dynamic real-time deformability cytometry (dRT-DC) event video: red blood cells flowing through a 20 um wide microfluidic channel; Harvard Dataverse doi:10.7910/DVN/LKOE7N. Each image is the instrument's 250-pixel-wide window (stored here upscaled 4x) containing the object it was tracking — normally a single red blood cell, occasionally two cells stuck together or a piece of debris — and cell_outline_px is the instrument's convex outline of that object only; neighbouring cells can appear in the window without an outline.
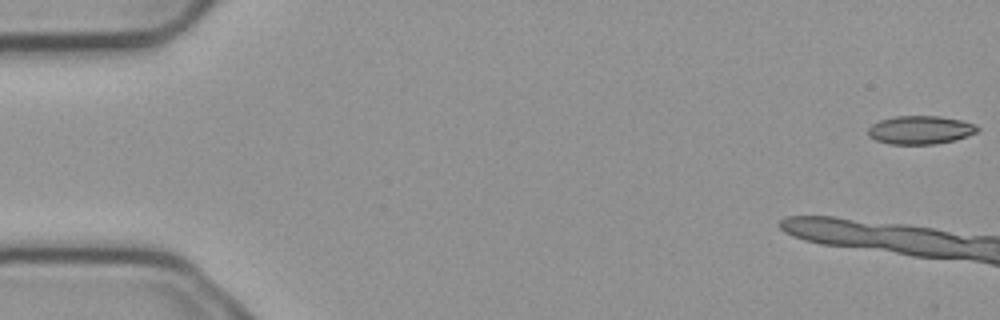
{"species": "common noctule bat (a hibernating species)", "species_latin": "Nyctalus noctula", "temperature_condition": "cold", "stored_images_in_passage": 7, "camera_frame_rate_fps": 3000, "um_per_image_px": 0.085, "animal": {"sex": "male", "body_mass_g": 23.1, "forearm_length_mm": 52.7}, "frame": {"image": 1, "passage_image": 1, "time_ms": 0.0, "image_size_px": [1000, 320], "cell_outline_px": [[980, 128], [976, 132], [968, 136], [956, 140], [936, 144], [888, 144], [876, 140], [868, 136], [868, 128], [872, 124], [880, 120], [896, 116], [940, 116], [960, 120], [976, 124]], "centroid_in_image_um": [78.24, 11.05], "position_along_channel_um": 6.8, "area_um2": 18.21}}
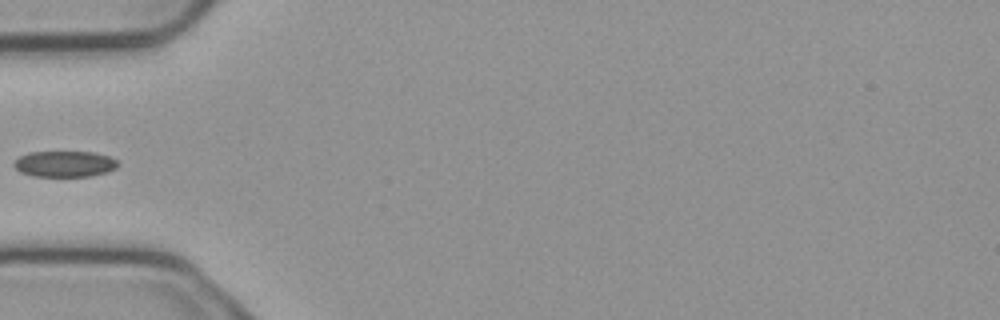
{"frame": {"image": 2, "passage_image": 6, "time_ms": 1.667, "image_size_px": [1000, 320], "cell_outline_px": [[120, 164], [116, 168], [108, 172], [92, 176], [32, 176], [20, 172], [12, 164], [20, 156], [28, 152], [92, 152], [108, 156], [116, 160]], "centroid_in_image_um": [5.5, 13.94], "position_along_channel_um": 79.5, "area_um2": 15.78}}
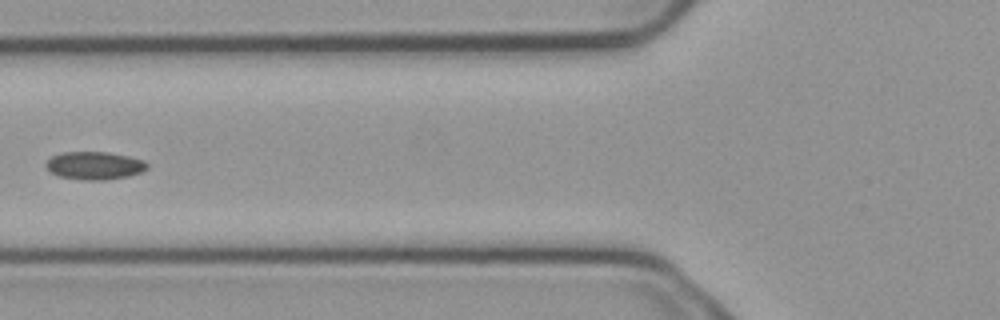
{"frame": {"image": 3, "passage_image": 7, "time_ms": 2.0, "image_size_px": [1000, 320], "cell_outline_px": [[148, 168], [140, 172], [128, 176], [104, 180], [84, 180], [60, 176], [48, 172], [44, 164], [52, 156], [60, 152], [108, 152], [128, 156], [144, 160], [148, 164]], "centroid_in_image_um": [8.01, 14.07], "position_along_channel_um": 117.8, "area_um2": 16.53}}